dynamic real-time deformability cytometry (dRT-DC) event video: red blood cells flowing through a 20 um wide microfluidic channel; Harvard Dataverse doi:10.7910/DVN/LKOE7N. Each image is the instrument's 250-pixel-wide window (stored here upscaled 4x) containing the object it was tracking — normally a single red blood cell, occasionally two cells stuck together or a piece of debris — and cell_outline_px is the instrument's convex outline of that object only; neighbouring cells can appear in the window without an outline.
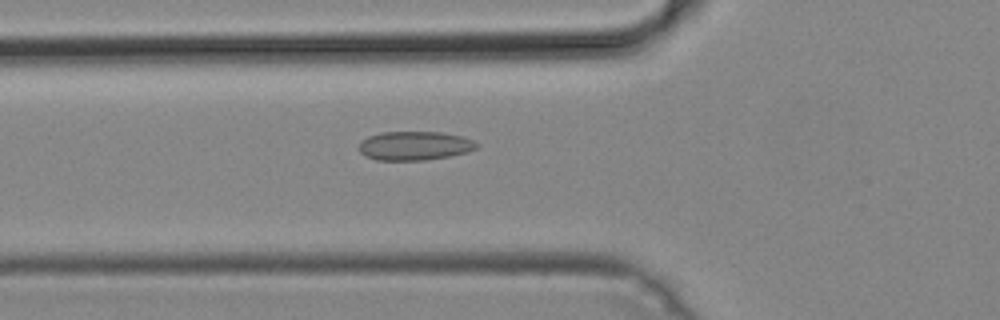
{"species": "common noctule bat (a hibernating species)", "species_latin": "Nyctalus noctula", "temperature_condition": "cold", "stored_images_in_passage": 41, "camera_frame_rate_fps": 3000, "um_per_image_px": 0.085, "animal": {"sex": "male", "body_mass_g": 19.2, "forearm_length_mm": 51.8}, "frame": {"image": 1, "passage_image": 9, "time_ms": 2.667, "image_size_px": [1000, 320], "cell_outline_px": [[480, 144], [476, 148], [468, 152], [448, 156], [424, 160], [376, 160], [364, 156], [356, 148], [360, 140], [368, 136], [380, 132], [440, 132], [464, 136]], "centroid_in_image_um": [35.19, 12.38], "position_along_channel_um": 90.6, "area_um2": 20.11}}
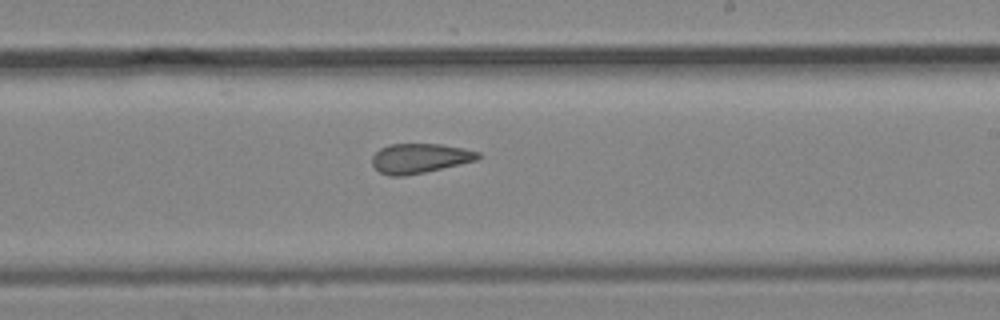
{"frame": {"image": 2, "passage_image": 21, "time_ms": 6.667, "image_size_px": [1000, 320], "cell_outline_px": [[484, 156], [476, 160], [460, 164], [424, 172], [404, 176], [388, 176], [380, 172], [372, 164], [372, 156], [380, 148], [388, 144], [440, 144], [464, 148], [480, 152]], "centroid_in_image_um": [35.69, 13.45], "position_along_channel_um": 253.3, "area_um2": 18.38}}
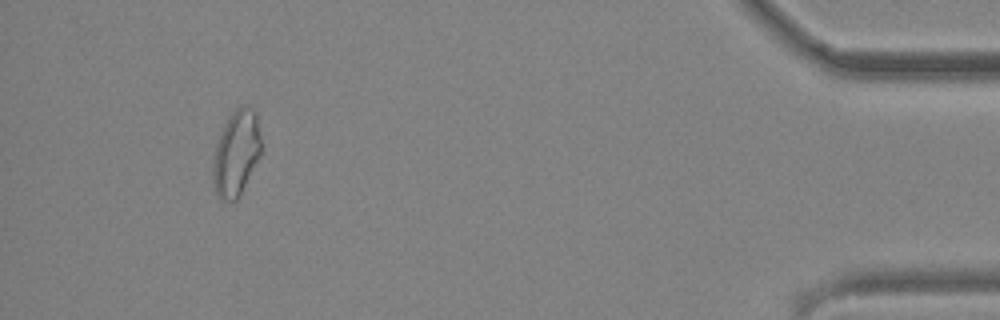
{"frame": {"image": 3, "passage_image": 38, "time_ms": 12.333, "image_size_px": [1000, 320], "cell_outline_px": [[260, 156], [240, 196], [236, 200], [220, 200], [216, 192], [212, 180], [212, 164], [216, 140], [228, 116], [236, 108], [244, 104], [252, 108], [256, 112], [260, 136]], "centroid_in_image_um": [20.06, 13.01], "position_along_channel_um": 415.1, "area_um2": 24.33}}